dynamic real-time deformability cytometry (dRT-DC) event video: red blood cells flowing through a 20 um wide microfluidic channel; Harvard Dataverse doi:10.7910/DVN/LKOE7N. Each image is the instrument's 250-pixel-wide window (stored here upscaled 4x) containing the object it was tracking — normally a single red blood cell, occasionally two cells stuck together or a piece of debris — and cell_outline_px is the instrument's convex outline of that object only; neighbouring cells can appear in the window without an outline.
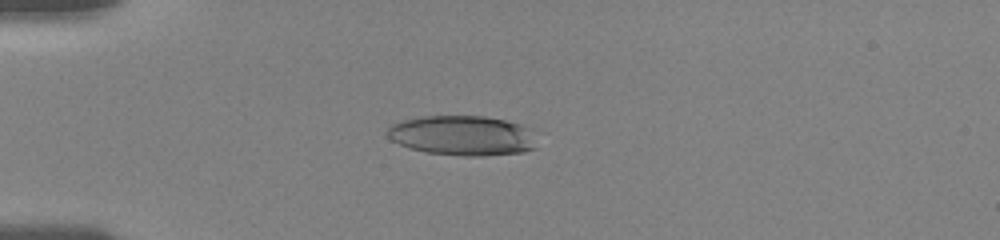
{"species": "human", "species_latin": "Homo sapiens", "temperature_condition": "room temperature", "stored_images_in_passage": 38, "camera_frame_rate_fps": 3000, "um_per_image_px": 0.085, "donor": {"sex": "female"}, "frame": {"image": 1, "passage_image": 7, "time_ms": 4.0, "image_size_px": [1000, 240], "cell_outline_px": [[536, 148], [524, 152], [484, 156], [464, 156], [428, 152], [408, 148], [392, 140], [388, 136], [388, 128], [392, 124], [404, 120], [424, 116], [484, 116], [504, 120], [520, 124], [532, 128]], "centroid_in_image_um": [39.35, 11.52], "position_along_channel_um": 45.6, "area_um2": 34.8}}
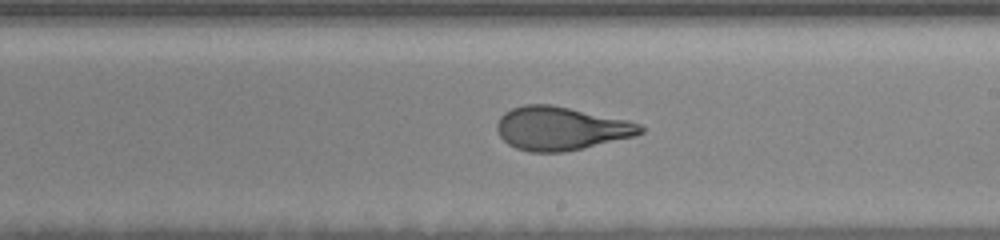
{"frame": {"image": 2, "passage_image": 21, "time_ms": 10.0, "image_size_px": [1000, 240], "cell_outline_px": [[644, 132], [636, 136], [564, 152], [528, 152], [516, 148], [508, 144], [500, 136], [496, 128], [496, 124], [500, 116], [504, 112], [512, 108], [524, 104], [552, 104], [628, 120], [640, 124], [644, 128]], "centroid_in_image_um": [47.67, 10.91], "position_along_channel_um": 241.3, "area_um2": 36.47}}
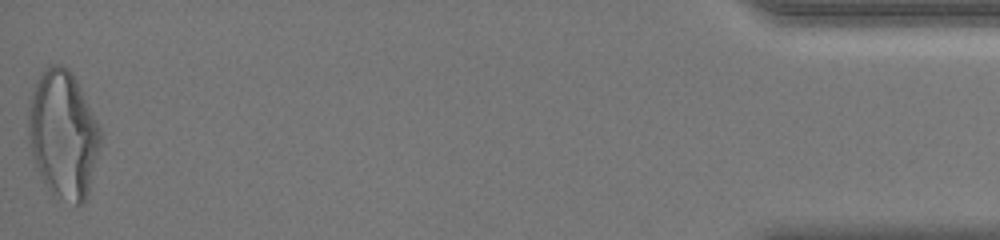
{"frame": {"image": 3, "passage_image": 38, "time_ms": 17.333, "image_size_px": [1000, 240], "cell_outline_px": [[100, 148], [88, 196], [80, 204], [76, 204], [52, 196], [40, 176], [32, 156], [28, 132], [28, 100], [40, 72], [44, 68], [52, 64], [60, 64], [68, 68], [72, 72], [100, 128]], "centroid_in_image_um": [5.34, 11.43], "position_along_channel_um": 429.9, "area_um2": 53.87}, "authors_computed_cell_mechanics": {"area_um2": 36.8186, "velocity_mm_per_s": 3.6973, "shape_relaxation_time_tau1_ms": 4.7497, "shape_relaxation_time_tau2_ms": 0.9145, "deformation_change_tau1": 0.1901, "deformation_change_tau2": 0.0756}}